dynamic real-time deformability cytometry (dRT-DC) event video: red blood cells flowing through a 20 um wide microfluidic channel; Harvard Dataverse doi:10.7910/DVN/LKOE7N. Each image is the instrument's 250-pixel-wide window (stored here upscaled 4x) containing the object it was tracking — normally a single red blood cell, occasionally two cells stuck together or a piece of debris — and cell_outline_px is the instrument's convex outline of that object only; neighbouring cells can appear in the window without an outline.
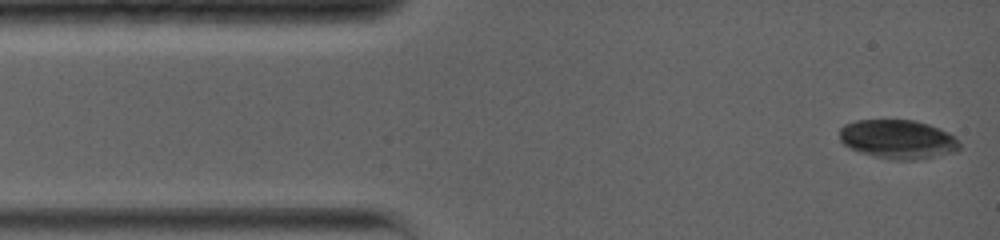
{"species": "common noctule bat (a hibernating species)", "species_latin": "Nyctalus noctula", "temperature_condition": "warm", "stored_images_in_passage": 6, "camera_frame_rate_fps": 5000, "um_per_image_px": 0.085, "animal": {"sex": "female", "body_mass_g": 19.0, "forearm_length_mm": 56.7}, "frame": {"image": 1, "passage_image": 1, "time_ms": 0.0, "image_size_px": [1000, 240], "cell_outline_px": [[960, 148], [956, 152], [916, 160], [896, 160], [876, 156], [860, 152], [844, 144], [840, 140], [840, 128], [844, 124], [856, 120], [916, 120], [940, 128], [948, 132], [960, 144]], "centroid_in_image_um": [76.33, 11.83], "position_along_channel_um": 8.7, "area_um2": 27.17}}